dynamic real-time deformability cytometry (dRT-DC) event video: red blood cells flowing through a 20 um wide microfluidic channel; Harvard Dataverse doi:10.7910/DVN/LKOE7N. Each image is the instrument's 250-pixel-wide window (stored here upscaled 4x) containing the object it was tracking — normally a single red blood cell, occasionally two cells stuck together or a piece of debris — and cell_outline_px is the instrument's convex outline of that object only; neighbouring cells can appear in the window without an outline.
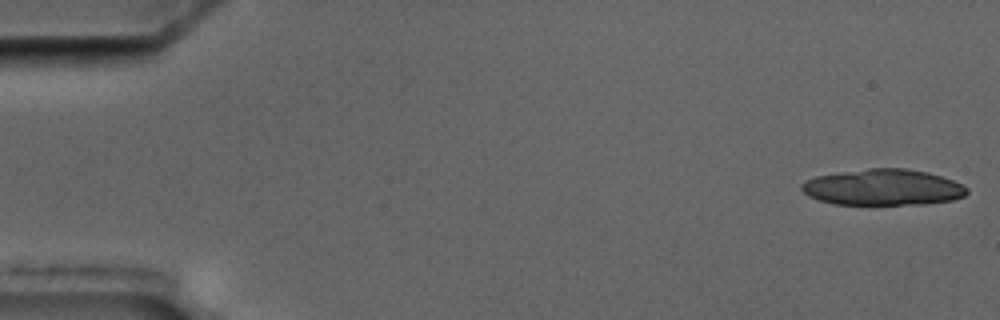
{"species": "common noctule bat (a hibernating species)", "species_latin": "Nyctalus noctula", "temperature_condition": "cold", "stored_images_in_passage": 4, "camera_frame_rate_fps": 3000, "um_per_image_px": 0.085, "animal": {"sex": "male", "body_mass_g": 17.5, "forearm_length_mm": 52.3}, "frame": {"image": 1, "passage_image": 1, "time_ms": 0.0, "image_size_px": [1000, 320], "cell_outline_px": [[968, 192], [964, 196], [952, 200], [924, 204], [832, 204], [808, 196], [800, 188], [800, 184], [804, 180], [816, 176], [868, 168], [904, 168], [928, 172], [964, 184], [968, 188]], "centroid_in_image_um": [75.05, 15.92], "position_along_channel_um": 9.9, "area_um2": 34.85}}